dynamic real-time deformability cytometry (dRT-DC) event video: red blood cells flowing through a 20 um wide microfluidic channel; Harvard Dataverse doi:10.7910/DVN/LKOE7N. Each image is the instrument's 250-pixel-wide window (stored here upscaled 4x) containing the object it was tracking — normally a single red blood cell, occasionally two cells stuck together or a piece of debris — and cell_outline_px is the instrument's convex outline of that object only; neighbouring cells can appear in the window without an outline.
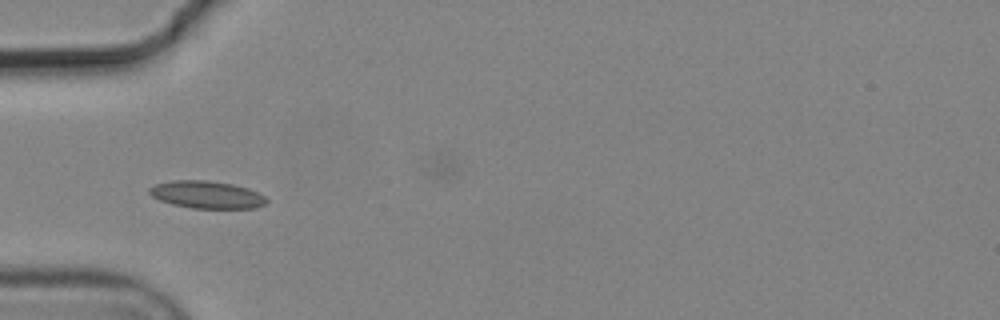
{"species": "common noctule bat (a hibernating species)", "species_latin": "Nyctalus noctula", "temperature_condition": "cold", "stored_images_in_passage": 8, "camera_frame_rate_fps": 3000, "um_per_image_px": 0.085, "animal": {"sex": "male", "body_mass_g": 19.2, "forearm_length_mm": 51.8}, "frame": {"image": 1, "passage_image": 4, "time_ms": 1.0, "image_size_px": [1000, 320], "cell_outline_px": [[268, 200], [264, 204], [256, 208], [192, 208], [172, 204], [160, 200], [152, 196], [148, 192], [148, 188], [156, 184], [172, 180], [208, 180], [232, 184], [248, 188], [264, 196]], "centroid_in_image_um": [17.55, 16.54], "position_along_channel_um": 67.4, "area_um2": 18.67}}
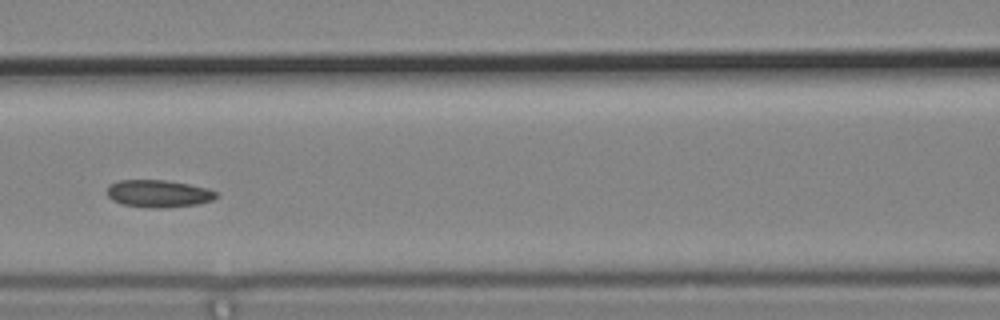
{"frame": {"image": 2, "passage_image": 6, "time_ms": 1.667, "image_size_px": [1000, 320], "cell_outline_px": [[216, 196], [212, 200], [196, 204], [164, 208], [152, 208], [124, 204], [112, 200], [108, 196], [108, 184], [120, 180], [164, 180], [188, 184], [208, 188], [216, 192]], "centroid_in_image_um": [13.45, 16.45], "position_along_channel_um": 153.1, "area_um2": 17.22}}
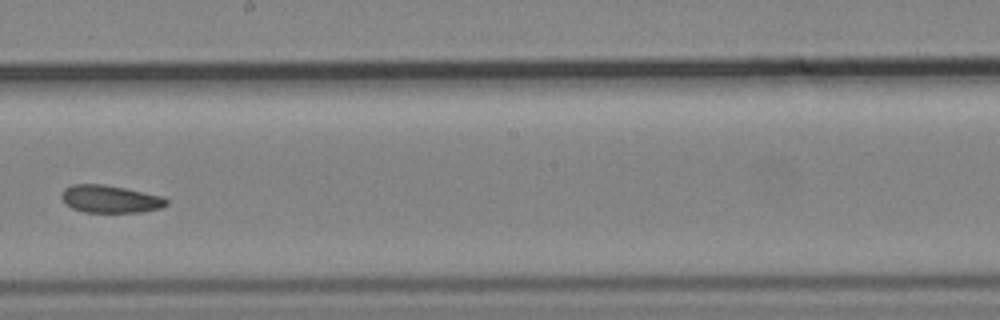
{"frame": {"image": 3, "passage_image": 8, "time_ms": 2.333, "image_size_px": [1000, 320], "cell_outline_px": [[168, 204], [160, 208], [144, 212], [84, 212], [72, 208], [64, 204], [60, 196], [60, 192], [64, 188], [72, 184], [104, 184], [164, 196], [168, 200]], "centroid_in_image_um": [9.34, 16.91], "position_along_channel_um": 238.9, "area_um2": 17.11}}